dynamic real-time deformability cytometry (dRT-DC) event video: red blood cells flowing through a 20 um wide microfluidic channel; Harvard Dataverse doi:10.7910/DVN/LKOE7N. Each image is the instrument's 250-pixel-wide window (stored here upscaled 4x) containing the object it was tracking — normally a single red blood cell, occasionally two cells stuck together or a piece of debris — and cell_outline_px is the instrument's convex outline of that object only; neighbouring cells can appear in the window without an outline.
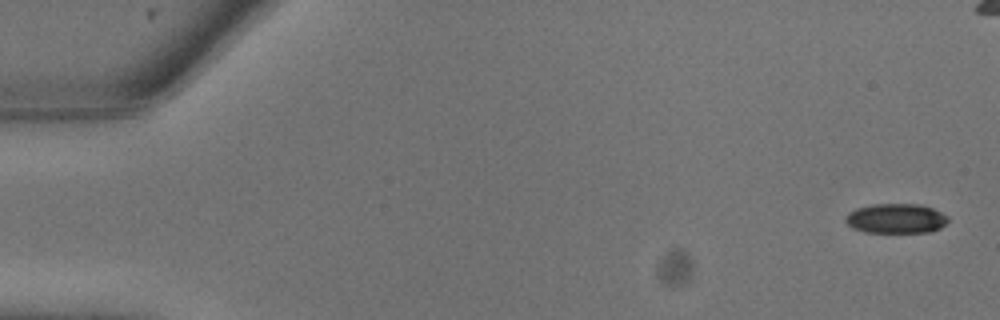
{"species": "common noctule bat (a hibernating species)", "species_latin": "Nyctalus noctula", "temperature_condition": "warm", "stored_images_in_passage": 15, "camera_frame_rate_fps": 3000, "um_per_image_px": 0.085, "animal": {"sex": "male", "body_mass_g": 13.3}, "frame": {"image": 1, "passage_image": 1, "time_ms": 0.0, "image_size_px": [1000, 320], "cell_outline_px": [[948, 220], [940, 228], [932, 232], [864, 232], [852, 228], [844, 220], [844, 216], [848, 212], [856, 208], [872, 204], [920, 204], [932, 208], [948, 216]], "centroid_in_image_um": [76.12, 18.57], "position_along_channel_um": 8.9, "area_um2": 17.86}}
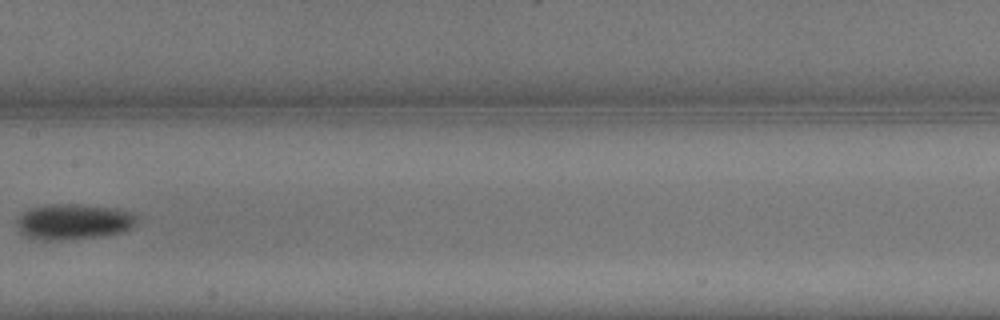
{"frame": {"image": 2, "passage_image": 13, "time_ms": 4.0, "image_size_px": [1000, 320], "cell_outline_px": [[136, 220], [124, 232], [100, 236], [48, 240], [28, 236], [16, 224], [20, 216], [28, 208], [44, 204], [84, 204], [116, 208], [132, 212], [136, 216]], "centroid_in_image_um": [6.27, 18.8], "position_along_channel_um": 201.1, "area_um2": 24.45}}
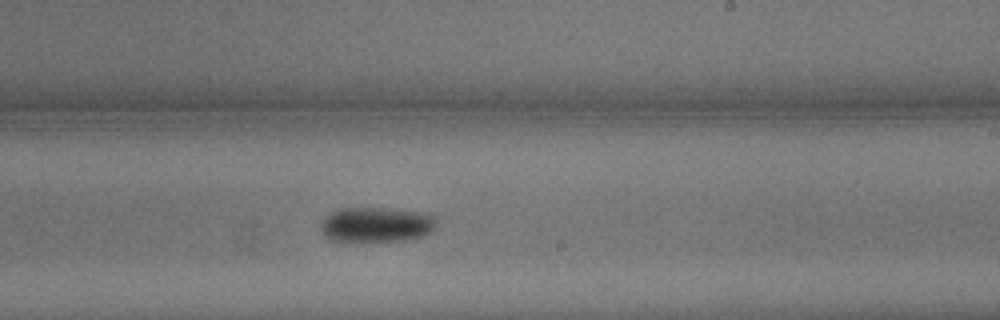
{"frame": {"image": 3, "passage_image": 15, "time_ms": 4.667, "image_size_px": [1000, 320], "cell_outline_px": [[436, 220], [432, 228], [424, 236], [408, 240], [328, 240], [324, 236], [320, 228], [324, 220], [332, 212], [340, 208], [384, 208], [416, 212], [436, 216]], "centroid_in_image_um": [31.97, 19.09], "position_along_channel_um": 257.0, "area_um2": 23.0}}